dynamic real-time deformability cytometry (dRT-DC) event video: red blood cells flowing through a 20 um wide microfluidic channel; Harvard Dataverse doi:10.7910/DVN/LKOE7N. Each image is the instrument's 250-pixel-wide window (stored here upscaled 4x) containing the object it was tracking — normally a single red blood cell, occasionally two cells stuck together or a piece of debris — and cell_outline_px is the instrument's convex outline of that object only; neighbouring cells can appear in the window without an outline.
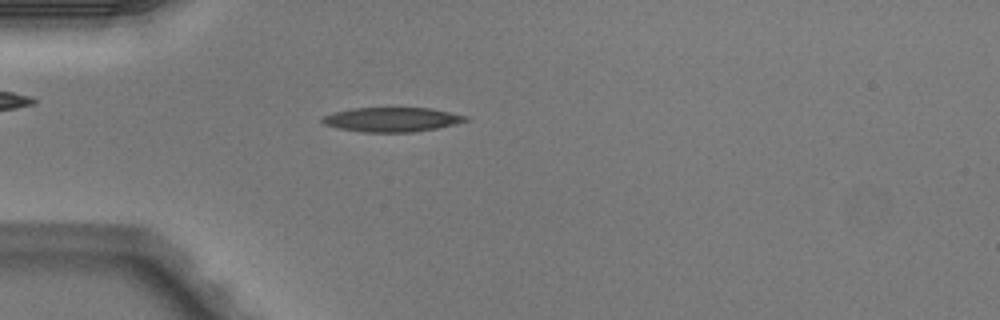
{"species": "Egyptian fruit bat (a non-hibernating species)", "species_latin": "Rousettus aegyptiacus", "temperature_condition": "warm", "stored_images_in_passage": 2, "camera_frame_rate_fps": 3000, "um_per_image_px": 0.085, "animal": {"sex": "male"}, "frame": {"image": 1, "passage_image": 2, "time_ms": 0.333, "image_size_px": [1000, 320], "cell_outline_px": [[468, 120], [456, 124], [436, 128], [412, 132], [364, 132], [340, 128], [324, 124], [320, 120], [324, 116], [332, 112], [352, 108], [432, 108], [468, 116]], "centroid_in_image_um": [33.32, 10.15], "position_along_channel_um": 51.7, "area_um2": 20.29}}